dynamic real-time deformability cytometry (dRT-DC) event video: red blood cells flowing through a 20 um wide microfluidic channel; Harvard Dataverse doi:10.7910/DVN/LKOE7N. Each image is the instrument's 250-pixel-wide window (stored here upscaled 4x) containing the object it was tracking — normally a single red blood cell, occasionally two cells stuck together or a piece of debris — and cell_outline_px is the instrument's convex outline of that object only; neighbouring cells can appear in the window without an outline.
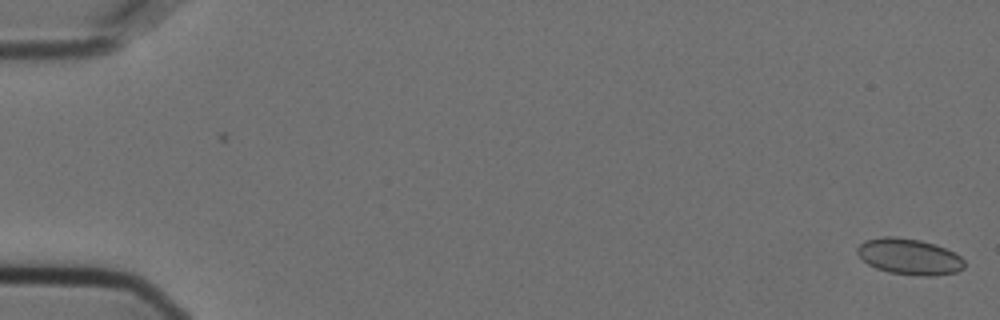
{"species": "Egyptian fruit bat (a non-hibernating species)", "species_latin": "Rousettus aegyptiacus", "temperature_condition": "cold", "stored_images_in_passage": 5, "camera_frame_rate_fps": 3000, "um_per_image_px": 0.085, "animal": {"sex": "female"}, "frame": {"image": 1, "passage_image": 5, "time_ms": 1.333, "image_size_px": [1000, 320], "cell_outline_px": [[964, 268], [956, 272], [932, 276], [920, 276], [888, 272], [876, 268], [868, 264], [856, 252], [856, 248], [864, 240], [884, 236], [892, 236], [920, 240], [936, 244], [960, 256], [964, 260]], "centroid_in_image_um": [77.27, 21.81], "position_along_channel_um": 7.7, "area_um2": 22.48}}